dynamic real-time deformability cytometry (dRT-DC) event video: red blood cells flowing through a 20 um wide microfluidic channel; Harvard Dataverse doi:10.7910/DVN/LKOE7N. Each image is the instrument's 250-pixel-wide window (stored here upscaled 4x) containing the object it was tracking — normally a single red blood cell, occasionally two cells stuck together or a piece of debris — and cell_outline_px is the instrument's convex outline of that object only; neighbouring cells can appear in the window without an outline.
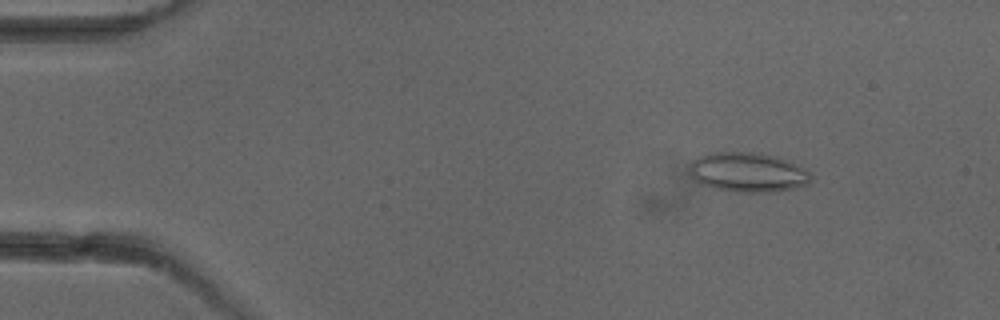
{"species": "common noctule bat (a hibernating species)", "species_latin": "Nyctalus noctula", "temperature_condition": "cold", "stored_images_in_passage": 5, "camera_frame_rate_fps": 3000, "um_per_image_px": 0.085, "animal": {"sex": "female"}, "frame": {"image": 1, "passage_image": 3, "time_ms": 2.0, "image_size_px": [1000, 320], "cell_outline_px": [[812, 180], [808, 184], [792, 188], [772, 192], [736, 192], [716, 188], [700, 184], [688, 172], [688, 164], [692, 160], [700, 156], [712, 152], [752, 152], [776, 156], [788, 160], [804, 168], [812, 176]], "centroid_in_image_um": [63.55, 14.64], "position_along_channel_um": 21.5, "area_um2": 28.15}}